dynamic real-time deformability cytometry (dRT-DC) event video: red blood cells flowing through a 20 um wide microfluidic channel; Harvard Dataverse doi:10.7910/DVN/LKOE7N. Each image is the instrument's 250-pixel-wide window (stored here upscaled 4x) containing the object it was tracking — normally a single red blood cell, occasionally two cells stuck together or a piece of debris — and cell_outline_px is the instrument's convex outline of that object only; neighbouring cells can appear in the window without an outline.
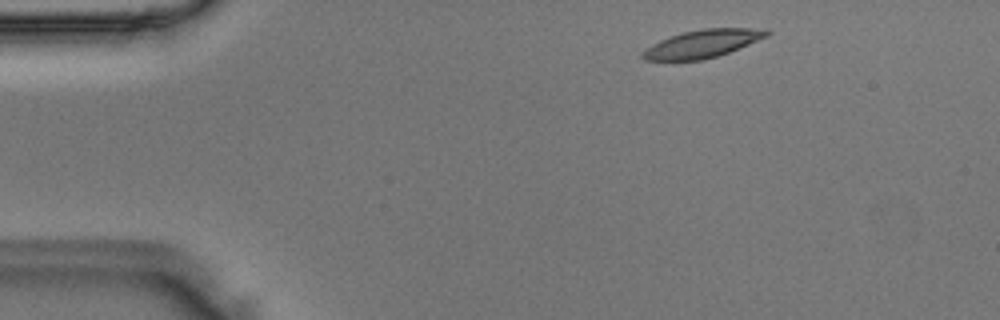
{"species": "Egyptian fruit bat (a non-hibernating species)", "species_latin": "Rousettus aegyptiacus", "temperature_condition": "room temperature", "stored_images_in_passage": 46, "camera_frame_rate_fps": 3000, "um_per_image_px": 0.085, "animal": {"sex": "male"}, "frame": {"image": 1, "passage_image": 3, "time_ms": 0.667, "image_size_px": [1000, 320], "cell_outline_px": [[772, 32], [768, 36], [728, 52], [716, 56], [700, 60], [644, 60], [640, 56], [640, 52], [652, 44], [660, 40], [684, 32], [704, 28], [768, 28]], "centroid_in_image_um": [59.72, 3.7], "position_along_channel_um": 25.3, "area_um2": 20.06}}
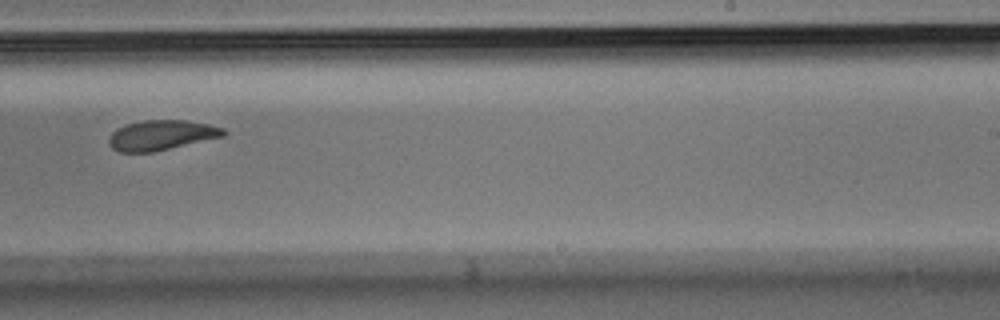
{"frame": {"image": 2, "passage_image": 27, "time_ms": 8.667, "image_size_px": [1000, 320], "cell_outline_px": [[228, 132], [224, 136], [152, 152], [120, 152], [112, 148], [108, 144], [108, 136], [116, 128], [124, 124], [144, 120], [188, 120], [208, 124], [224, 128]], "centroid_in_image_um": [13.69, 11.48], "position_along_channel_um": 275.3, "area_um2": 20.17}}
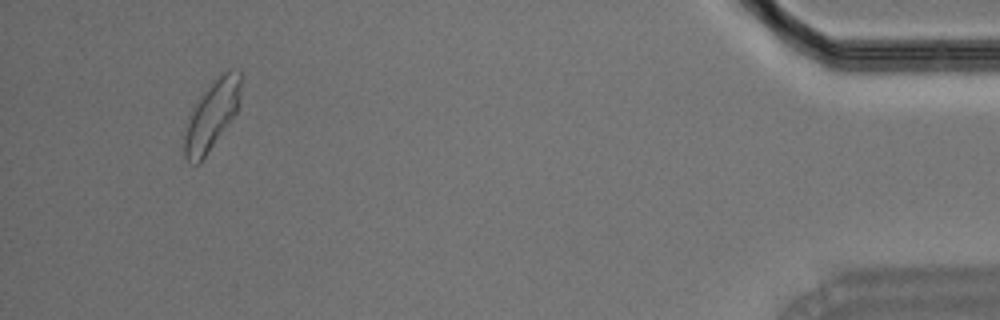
{"frame": {"image": 3, "passage_image": 43, "time_ms": 14.0, "image_size_px": [1000, 320], "cell_outline_px": [[240, 100], [236, 112], [200, 164], [192, 164], [184, 160], [184, 132], [188, 112], [212, 80], [224, 72], [240, 72]], "centroid_in_image_um": [17.93, 9.85], "position_along_channel_um": 417.3, "area_um2": 22.72}}